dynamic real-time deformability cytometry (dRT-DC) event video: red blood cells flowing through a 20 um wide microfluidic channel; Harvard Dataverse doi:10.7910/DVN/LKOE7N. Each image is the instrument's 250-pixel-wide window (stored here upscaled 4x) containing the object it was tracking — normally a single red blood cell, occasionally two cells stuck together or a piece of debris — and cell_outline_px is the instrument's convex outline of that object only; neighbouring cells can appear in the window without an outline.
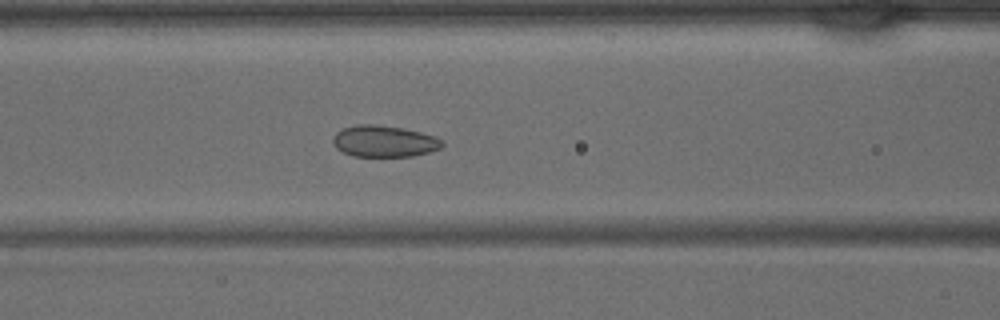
{"species": "common noctule bat (a hibernating species)", "species_latin": "Nyctalus noctula", "temperature_condition": "warm", "stored_images_in_passage": 42, "camera_frame_rate_fps": 3000, "um_per_image_px": 0.085, "animal": {"sex": "male", "body_mass_g": 15.6}, "frame": {"image": 1, "passage_image": 17, "time_ms": 5.333, "image_size_px": [1000, 320], "cell_outline_px": [[444, 144], [440, 148], [428, 152], [412, 156], [352, 156], [336, 148], [332, 140], [332, 136], [336, 132], [344, 128], [356, 124], [372, 124], [404, 128], [436, 136], [444, 140]], "centroid_in_image_um": [32.65, 12.0], "position_along_channel_um": 133.9, "area_um2": 20.11}}
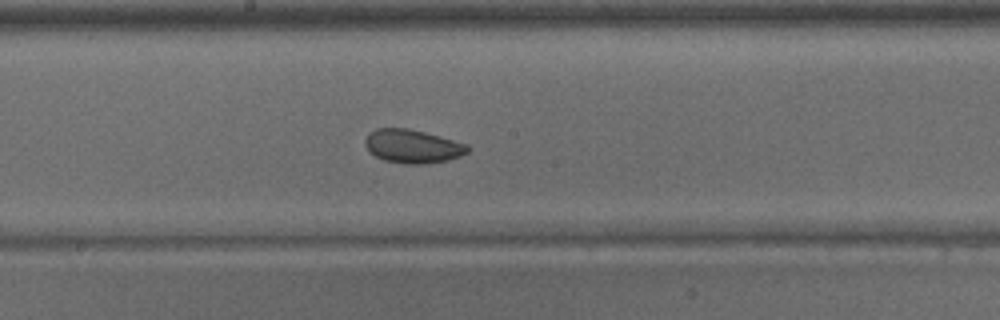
{"frame": {"image": 2, "passage_image": 22, "time_ms": 7.0, "image_size_px": [1000, 320], "cell_outline_px": [[468, 152], [460, 156], [448, 160], [428, 164], [404, 164], [384, 160], [368, 152], [364, 144], [364, 140], [368, 132], [376, 128], [408, 128], [440, 136], [468, 144]], "centroid_in_image_um": [35.03, 12.43], "position_along_channel_um": 213.2, "area_um2": 20.29}}
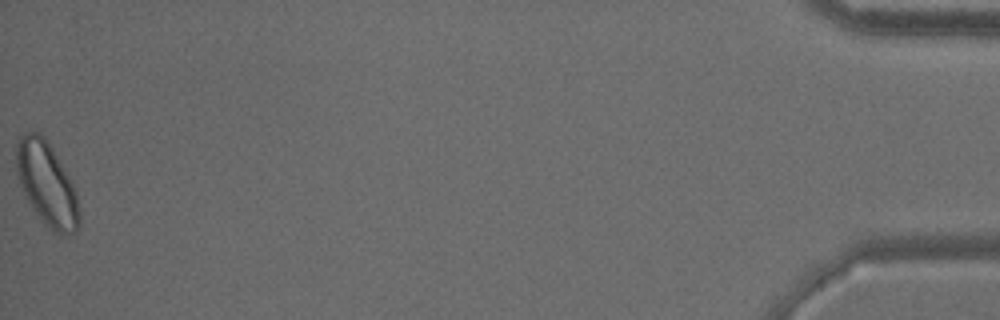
{"frame": {"image": 3, "passage_image": 42, "time_ms": 13.667, "image_size_px": [1000, 320], "cell_outline_px": [[80, 224], [76, 232], [64, 236], [60, 236], [52, 232], [40, 220], [28, 200], [20, 184], [16, 168], [16, 144], [20, 136], [24, 132], [40, 132], [44, 136], [52, 148], [64, 168], [76, 192], [80, 212]], "centroid_in_image_um": [3.99, 15.67], "position_along_channel_um": 431.2, "area_um2": 30.81}}